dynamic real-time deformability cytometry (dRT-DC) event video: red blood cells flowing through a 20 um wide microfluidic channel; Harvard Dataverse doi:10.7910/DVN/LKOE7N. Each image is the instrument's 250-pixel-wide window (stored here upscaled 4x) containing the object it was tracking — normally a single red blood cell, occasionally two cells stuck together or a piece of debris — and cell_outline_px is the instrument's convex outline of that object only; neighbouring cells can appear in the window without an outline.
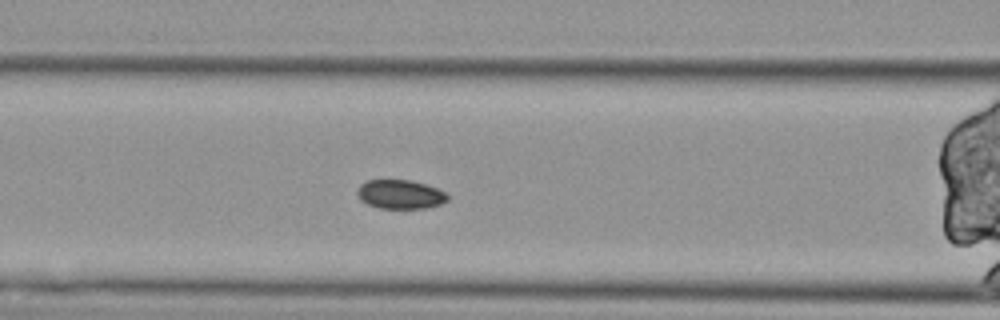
{"species": "Egyptian fruit bat (a non-hibernating species)", "species_latin": "Rousettus aegyptiacus", "temperature_condition": "cold", "stored_images_in_passage": 54, "segment_of_instrument_passage": [3, 3], "camera_frame_rate_fps": 3000, "um_per_image_px": 0.085, "animal": {"sex": "female"}, "frame": {"image": 1, "passage_image": 20, "time_ms": 6.333, "image_size_px": [1000, 320], "cell_outline_px": [[448, 200], [440, 204], [424, 208], [380, 208], [368, 204], [360, 200], [356, 192], [360, 184], [368, 180], [408, 180], [424, 184], [436, 188], [444, 192], [448, 196]], "centroid_in_image_um": [33.99, 16.52], "position_along_channel_um": 132.6, "area_um2": 15.09}}
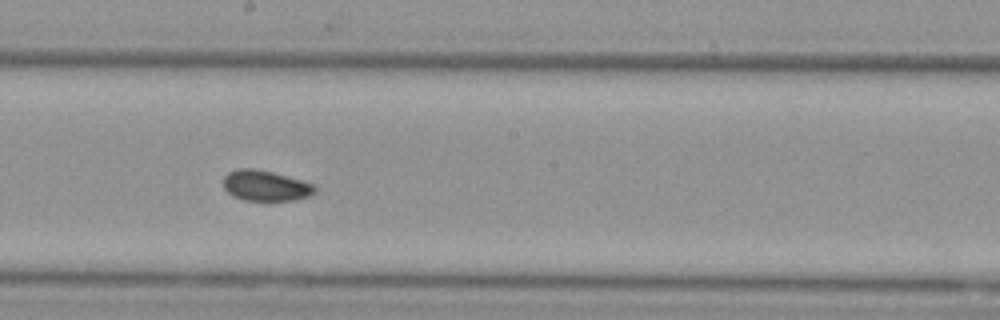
{"frame": {"image": 2, "passage_image": 28, "time_ms": 9.0, "image_size_px": [1000, 320], "cell_outline_px": [[316, 192], [308, 196], [292, 200], [244, 200], [232, 196], [224, 188], [224, 176], [228, 172], [240, 168], [252, 168], [272, 172], [300, 180], [312, 184], [316, 188]], "centroid_in_image_um": [22.54, 15.78], "position_along_channel_um": 225.7, "area_um2": 16.07}}
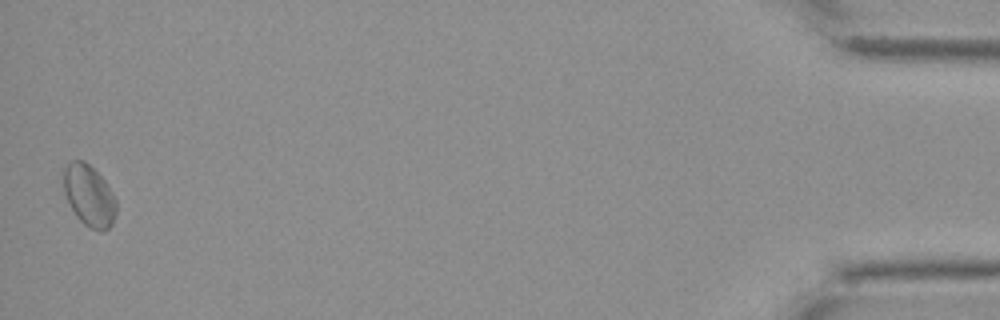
{"frame": {"image": 3, "passage_image": 53, "time_ms": 17.333, "image_size_px": [1000, 320], "cell_outline_px": [[116, 212], [112, 224], [108, 228], [100, 232], [84, 224], [76, 216], [64, 192], [64, 168], [72, 160], [84, 160], [104, 180], [112, 192], [116, 200]], "centroid_in_image_um": [7.58, 16.63], "position_along_channel_um": 427.6, "area_um2": 18.55}}